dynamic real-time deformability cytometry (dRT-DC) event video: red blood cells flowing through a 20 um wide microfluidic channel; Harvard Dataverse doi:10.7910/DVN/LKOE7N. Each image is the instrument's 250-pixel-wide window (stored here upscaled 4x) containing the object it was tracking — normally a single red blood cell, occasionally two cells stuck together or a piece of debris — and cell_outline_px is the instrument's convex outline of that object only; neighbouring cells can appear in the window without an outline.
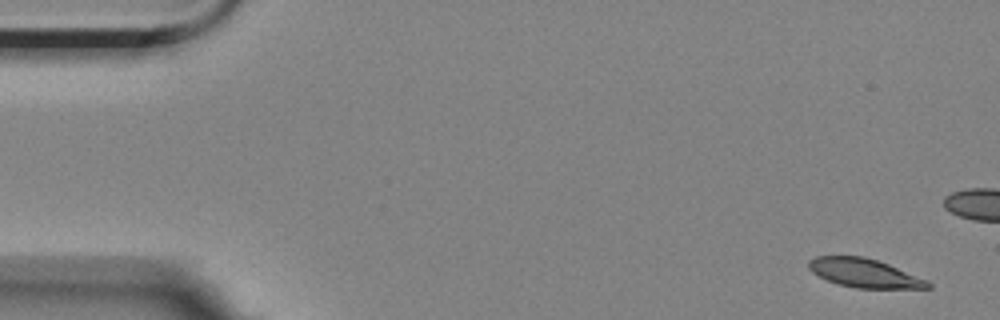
{"species": "Egyptian fruit bat (a non-hibernating species)", "species_latin": "Rousettus aegyptiacus", "temperature_condition": "room temperature", "stored_images_in_passage": 6, "camera_frame_rate_fps": 3000, "um_per_image_px": 0.085, "animal": {"sex": "female"}, "frame": {"image": 1, "passage_image": 1, "time_ms": 0.0, "image_size_px": [1000, 320], "cell_outline_px": [[932, 288], [856, 288], [840, 284], [828, 280], [812, 272], [808, 268], [808, 260], [816, 256], [864, 256], [888, 264], [928, 280], [932, 284]], "centroid_in_image_um": [73.48, 23.2], "position_along_channel_um": 11.5, "area_um2": 19.83}}
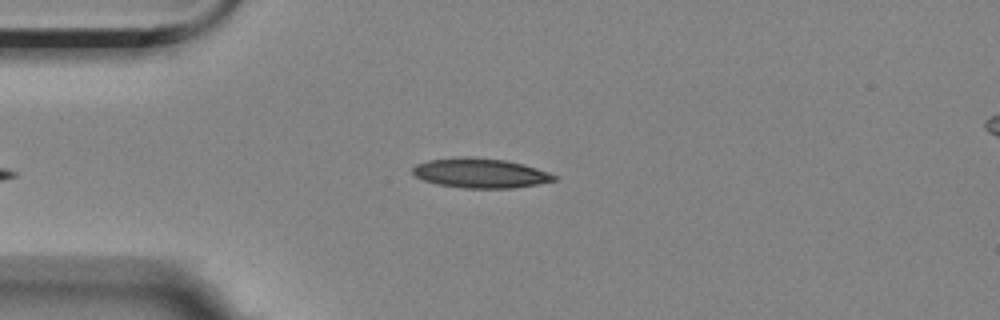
{"frame": {"image": 2, "passage_image": 6, "time_ms": 5.667, "image_size_px": [1000, 320], "cell_outline_px": [[556, 180], [536, 184], [512, 188], [464, 188], [436, 184], [424, 180], [416, 176], [412, 172], [412, 168], [416, 164], [428, 160], [508, 160], [524, 164], [548, 172], [556, 176]], "centroid_in_image_um": [40.86, 14.77], "position_along_channel_um": 44.1, "area_um2": 23.24}}